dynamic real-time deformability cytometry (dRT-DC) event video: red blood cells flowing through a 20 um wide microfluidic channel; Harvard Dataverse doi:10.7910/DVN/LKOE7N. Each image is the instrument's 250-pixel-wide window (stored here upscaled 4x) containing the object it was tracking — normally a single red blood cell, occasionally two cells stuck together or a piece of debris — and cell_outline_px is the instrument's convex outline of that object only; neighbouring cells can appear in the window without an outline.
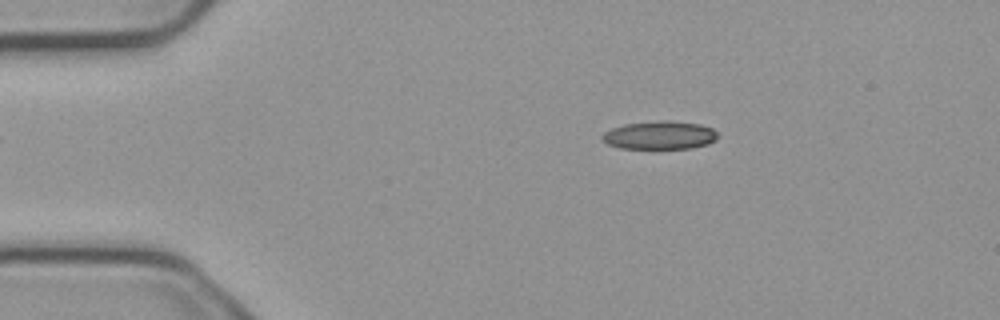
{"species": "common noctule bat (a hibernating species)", "species_latin": "Nyctalus noctula", "temperature_condition": "cold", "stored_images_in_passage": 3, "camera_frame_rate_fps": 3000, "um_per_image_px": 0.085, "animal": {"sex": "male", "body_mass_g": 23.1, "forearm_length_mm": 52.7}, "frame": {"image": 1, "passage_image": 2, "time_ms": 0.333, "image_size_px": [1000, 320], "cell_outline_px": [[716, 140], [708, 144], [692, 148], [620, 148], [608, 144], [600, 140], [600, 136], [604, 132], [612, 128], [624, 124], [660, 120], [668, 120], [700, 124], [712, 128], [716, 132]], "centroid_in_image_um": [56.05, 11.49], "position_along_channel_um": 29.0, "area_um2": 19.07}}
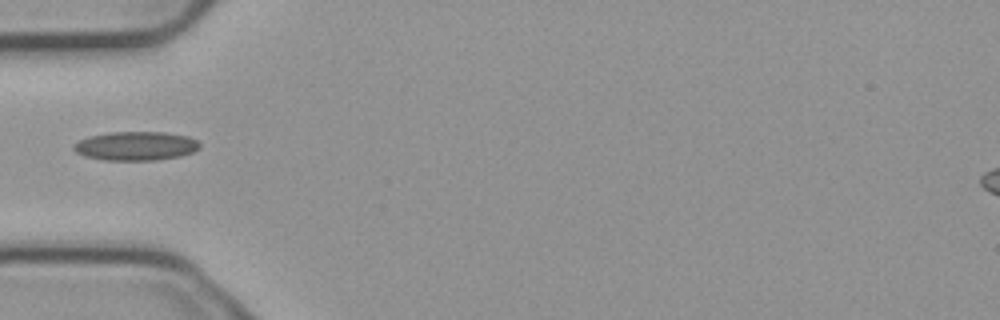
{"frame": {"image": 2, "passage_image": 3, "time_ms": 0.667, "image_size_px": [1000, 320], "cell_outline_px": [[200, 148], [192, 152], [180, 156], [156, 160], [104, 160], [84, 156], [76, 152], [72, 148], [80, 140], [88, 136], [112, 132], [164, 132], [188, 136], [196, 140], [200, 144]], "centroid_in_image_um": [11.55, 12.41], "position_along_channel_um": 73.4, "area_um2": 21.15}}